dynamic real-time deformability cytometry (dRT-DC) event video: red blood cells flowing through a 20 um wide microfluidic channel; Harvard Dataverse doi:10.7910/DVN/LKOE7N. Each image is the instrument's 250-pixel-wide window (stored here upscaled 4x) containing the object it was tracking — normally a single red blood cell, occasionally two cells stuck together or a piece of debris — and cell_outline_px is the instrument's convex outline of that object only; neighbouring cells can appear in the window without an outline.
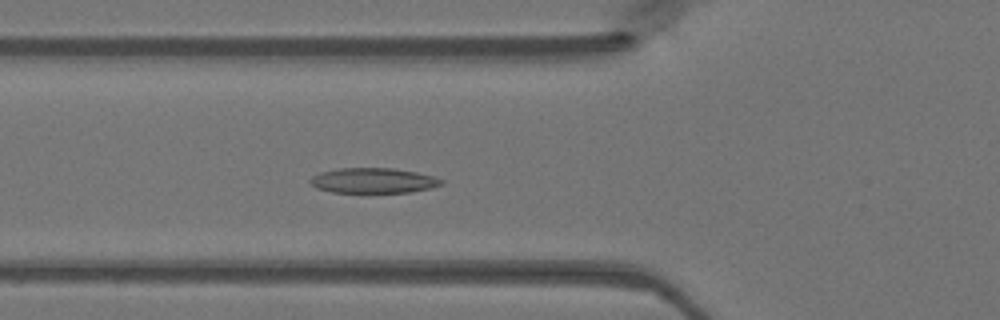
{"species": "Egyptian fruit bat (a non-hibernating species)", "species_latin": "Rousettus aegyptiacus", "temperature_condition": "warm", "stored_images_in_passage": 45, "camera_frame_rate_fps": 3000, "um_per_image_px": 0.085, "animal": {"sex": "female"}, "frame": {"image": 1, "passage_image": 14, "time_ms": 4.333, "image_size_px": [1000, 320], "cell_outline_px": [[444, 184], [432, 188], [408, 192], [332, 192], [316, 188], [308, 180], [312, 176], [320, 172], [340, 168], [392, 168], [416, 172], [436, 176], [444, 180]], "centroid_in_image_um": [31.76, 15.34], "position_along_channel_um": 94.0, "area_um2": 19.31}}
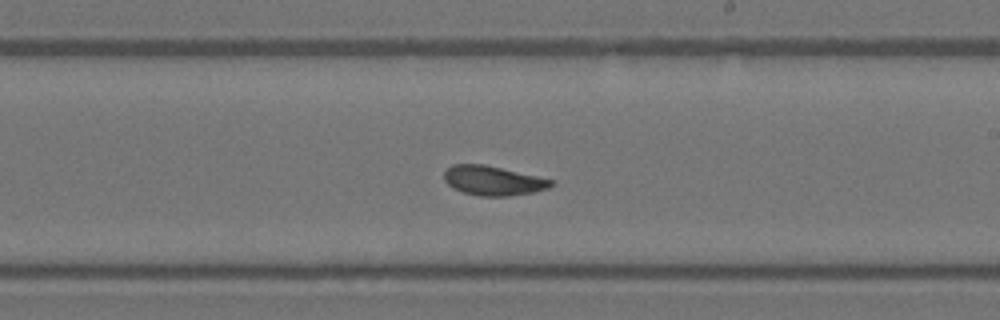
{"frame": {"image": 2, "passage_image": 25, "time_ms": 8.0, "image_size_px": [1000, 320], "cell_outline_px": [[556, 184], [548, 188], [532, 192], [508, 196], [480, 196], [464, 192], [452, 188], [444, 180], [444, 172], [452, 164], [484, 164], [536, 176], [552, 180]], "centroid_in_image_um": [41.89, 15.35], "position_along_channel_um": 247.1, "area_um2": 18.21}}
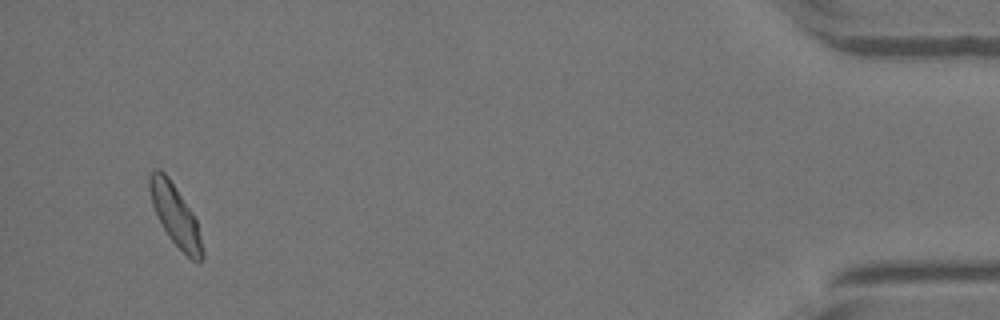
{"frame": {"image": 3, "passage_image": 43, "time_ms": 14.0, "image_size_px": [1000, 320], "cell_outline_px": [[204, 256], [200, 264], [196, 264], [168, 236], [152, 204], [148, 184], [148, 180], [152, 172], [156, 168], [160, 168], [168, 176], [192, 212], [196, 220], [204, 252]], "centroid_in_image_um": [14.92, 18.31], "position_along_channel_um": 420.3, "area_um2": 18.44}}